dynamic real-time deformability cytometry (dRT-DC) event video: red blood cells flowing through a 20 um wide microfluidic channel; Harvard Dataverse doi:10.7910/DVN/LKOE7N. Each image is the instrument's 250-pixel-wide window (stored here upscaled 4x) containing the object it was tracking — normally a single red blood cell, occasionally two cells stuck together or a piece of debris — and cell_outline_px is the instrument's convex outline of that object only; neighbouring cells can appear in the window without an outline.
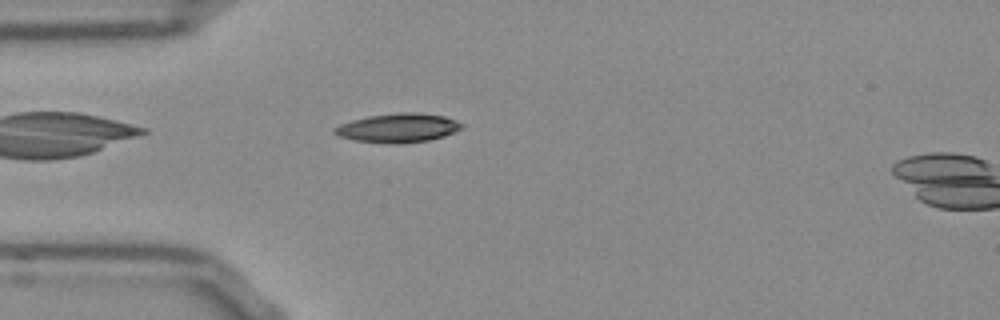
{"species": "Egyptian fruit bat (a non-hibernating species)", "species_latin": "Rousettus aegyptiacus", "temperature_condition": "room temperature", "stored_images_in_passage": 5, "camera_frame_rate_fps": 3000, "um_per_image_px": 0.085, "frame": {"image": 1, "passage_image": 3, "time_ms": 0.667, "image_size_px": [1000, 320], "cell_outline_px": [[464, 124], [460, 128], [444, 136], [428, 140], [396, 144], [388, 144], [352, 140], [340, 136], [332, 132], [332, 128], [340, 124], [352, 120], [368, 116], [400, 112], [416, 112], [444, 116]], "centroid_in_image_um": [33.77, 10.87], "position_along_channel_um": 51.2, "area_um2": 21.44}}